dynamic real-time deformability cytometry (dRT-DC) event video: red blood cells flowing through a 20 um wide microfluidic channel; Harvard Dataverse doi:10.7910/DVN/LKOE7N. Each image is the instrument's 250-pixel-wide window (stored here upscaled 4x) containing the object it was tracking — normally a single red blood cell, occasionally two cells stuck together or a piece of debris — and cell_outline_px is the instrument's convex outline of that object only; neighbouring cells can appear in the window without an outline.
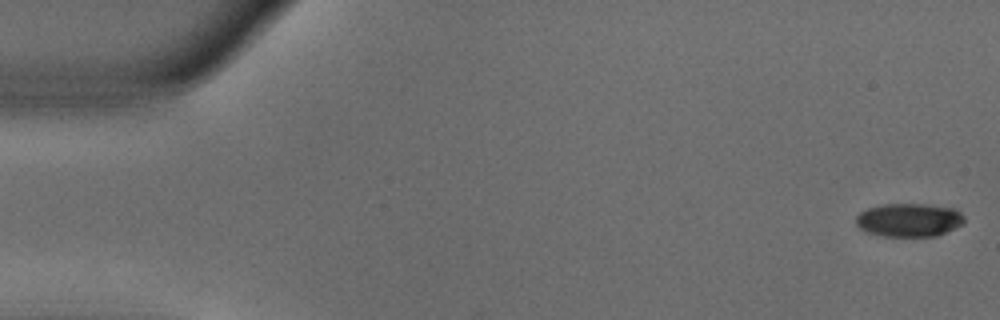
{"species": "common noctule bat (a hibernating species)", "species_latin": "Nyctalus noctula", "temperature_condition": "warm", "stored_images_in_passage": 53, "camera_frame_rate_fps": 3000, "um_per_image_px": 0.085, "animal": {"sex": "male", "body_mass_g": 18.8}, "frame": {"image": 1, "passage_image": 1, "time_ms": 0.0, "image_size_px": [1000, 320], "cell_outline_px": [[964, 224], [936, 236], [880, 236], [868, 232], [860, 228], [856, 224], [856, 216], [860, 212], [868, 208], [884, 204], [924, 204], [956, 208], [964, 216]], "centroid_in_image_um": [77.28, 18.69], "position_along_channel_um": 7.7, "area_um2": 21.15}}
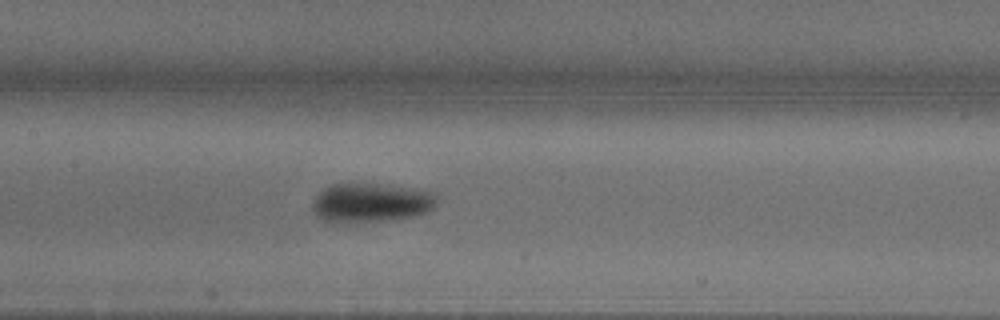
{"frame": {"image": 2, "passage_image": 25, "time_ms": 8.0, "image_size_px": [1000, 320], "cell_outline_px": [[436, 200], [432, 208], [428, 212], [412, 216], [380, 220], [324, 220], [312, 208], [312, 204], [316, 196], [324, 188], [332, 184], [380, 184], [416, 188], [436, 192]], "centroid_in_image_um": [31.6, 17.17], "position_along_channel_um": 175.8, "area_um2": 27.4}}
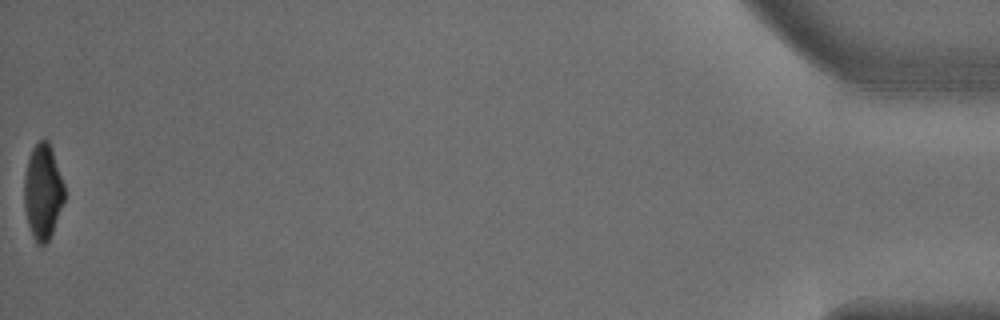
{"frame": {"image": 3, "passage_image": 53, "time_ms": 17.333, "image_size_px": [1000, 320], "cell_outline_px": [[64, 200], [52, 232], [48, 240], [44, 244], [36, 244], [28, 224], [24, 208], [24, 172], [28, 156], [32, 148], [44, 136], [48, 140], [52, 148], [64, 184]], "centroid_in_image_um": [3.62, 16.24], "position_along_channel_um": 431.6, "area_um2": 22.43}, "authors_computed_cell_mechanics": {"area_um2": 25.143, "velocity_mm_per_s": 3.8077, "shape_relaxation_time_tau1_ms": 4.5667, "shape_relaxation_time_tau2_ms": 3.4928, "deformation_change_tau1": 0.1851, "deformation_change_tau2": 0.0477}}